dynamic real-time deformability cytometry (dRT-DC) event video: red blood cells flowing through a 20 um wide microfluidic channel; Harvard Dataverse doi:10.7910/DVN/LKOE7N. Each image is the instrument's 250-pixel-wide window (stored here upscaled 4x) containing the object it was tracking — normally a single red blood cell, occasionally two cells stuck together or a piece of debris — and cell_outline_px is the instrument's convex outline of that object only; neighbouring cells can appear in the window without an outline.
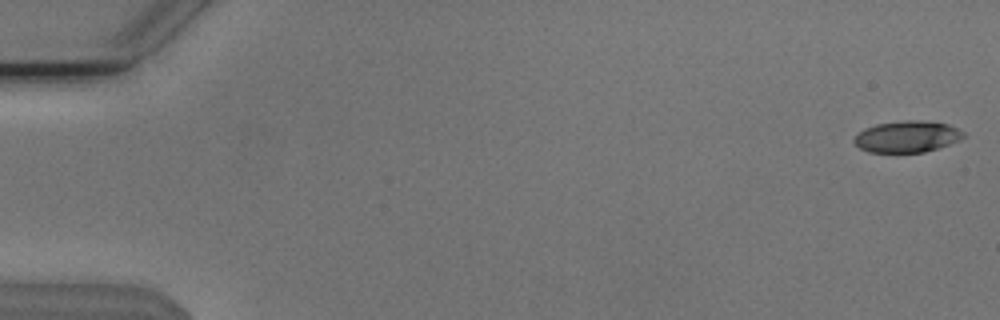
{"species": "Egyptian fruit bat (a non-hibernating species)", "species_latin": "Rousettus aegyptiacus", "temperature_condition": "cold", "stored_images_in_passage": 17, "camera_frame_rate_fps": 3000, "um_per_image_px": 0.085, "animal": {"sex": "male"}, "frame": {"image": 1, "passage_image": 1, "time_ms": 0.0, "image_size_px": [1000, 320], "cell_outline_px": [[964, 136], [948, 144], [924, 152], [868, 152], [860, 148], [852, 140], [864, 128], [876, 124], [904, 120], [920, 120], [948, 124], [964, 132]], "centroid_in_image_um": [77.06, 11.6], "position_along_channel_um": 7.9, "area_um2": 19.77}}
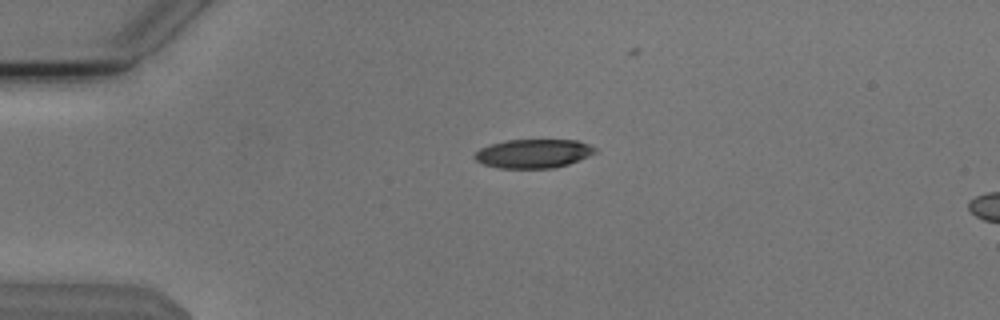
{"frame": {"image": 2, "passage_image": 13, "time_ms": 4.0, "image_size_px": [1000, 320], "cell_outline_px": [[596, 152], [580, 160], [568, 164], [552, 168], [500, 168], [484, 164], [476, 160], [472, 156], [480, 148], [492, 144], [508, 140], [576, 140], [588, 144], [596, 148]], "centroid_in_image_um": [45.34, 13.05], "position_along_channel_um": 39.7, "area_um2": 20.11}}